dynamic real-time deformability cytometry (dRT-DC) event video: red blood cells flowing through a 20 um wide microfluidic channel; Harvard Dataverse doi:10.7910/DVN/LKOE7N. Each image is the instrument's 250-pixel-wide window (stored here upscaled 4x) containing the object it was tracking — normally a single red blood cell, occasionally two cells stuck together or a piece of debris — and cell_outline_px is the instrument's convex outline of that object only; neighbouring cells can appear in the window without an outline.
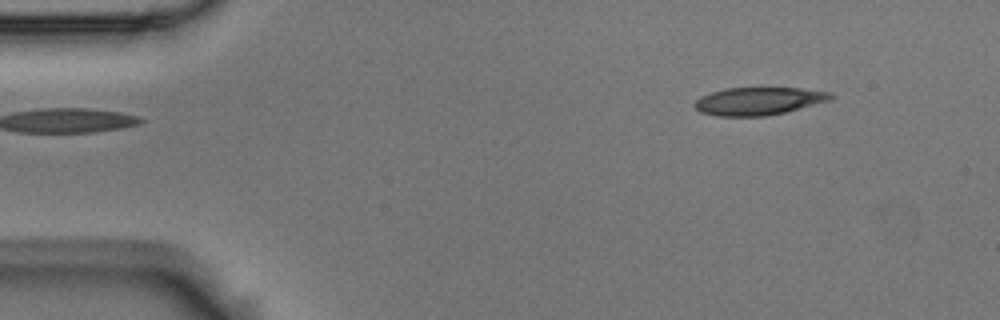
{"species": "Egyptian fruit bat (a non-hibernating species)", "species_latin": "Rousettus aegyptiacus", "temperature_condition": "room temperature", "stored_images_in_passage": 3, "segment_of_instrument_passage": [2, 2], "camera_frame_rate_fps": 3000, "um_per_image_px": 0.085, "animal": {"sex": "male"}, "frame": {"image": 1, "passage_image": 3, "time_ms": 0.667, "image_size_px": [1000, 320], "cell_outline_px": [[836, 96], [832, 100], [784, 112], [764, 116], [716, 116], [700, 112], [696, 108], [696, 100], [700, 96], [724, 88], [800, 88], [832, 92]], "centroid_in_image_um": [64.52, 8.59], "position_along_channel_um": 20.5, "area_um2": 22.02}}